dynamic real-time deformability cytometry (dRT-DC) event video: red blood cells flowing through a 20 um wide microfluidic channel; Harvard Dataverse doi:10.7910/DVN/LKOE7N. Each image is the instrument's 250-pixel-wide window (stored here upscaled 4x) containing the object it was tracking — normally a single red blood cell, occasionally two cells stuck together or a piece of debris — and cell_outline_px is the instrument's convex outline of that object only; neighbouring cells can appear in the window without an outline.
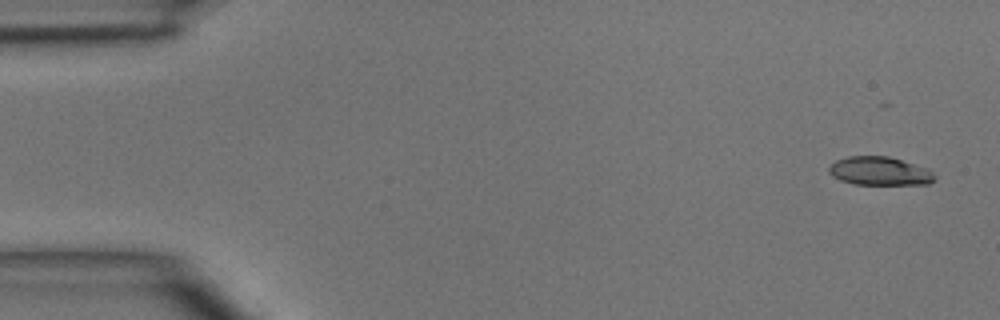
{"species": "common noctule bat (a hibernating species)", "species_latin": "Nyctalus noctula", "temperature_condition": "room temperature", "stored_images_in_passage": 4, "camera_frame_rate_fps": 3000, "um_per_image_px": 0.085, "animal": {"sex": "male", "body_mass_g": 15.6}, "frame": {"image": 1, "passage_image": 1, "time_ms": 0.0, "image_size_px": [1000, 320], "cell_outline_px": [[936, 180], [928, 184], [852, 184], [840, 180], [832, 176], [828, 172], [828, 168], [836, 160], [848, 156], [888, 156], [928, 168], [936, 176]], "centroid_in_image_um": [74.77, 14.54], "position_along_channel_um": 10.2, "area_um2": 17.63}}